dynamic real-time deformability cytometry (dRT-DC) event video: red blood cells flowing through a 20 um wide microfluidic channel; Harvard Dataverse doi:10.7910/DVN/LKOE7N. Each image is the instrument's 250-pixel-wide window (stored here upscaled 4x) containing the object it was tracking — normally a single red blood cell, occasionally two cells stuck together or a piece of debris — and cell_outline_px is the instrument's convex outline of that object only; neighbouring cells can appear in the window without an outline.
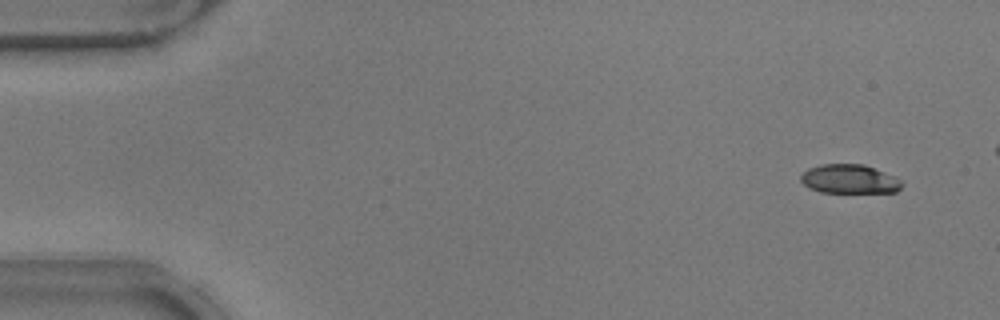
{"species": "common noctule bat (a hibernating species)", "species_latin": "Nyctalus noctula", "temperature_condition": "warm", "stored_images_in_passage": 47, "camera_frame_rate_fps": 3000, "um_per_image_px": 0.085, "animal": {"sex": "male", "body_mass_g": 17.9}, "frame": {"image": 1, "passage_image": 3, "time_ms": 0.667, "image_size_px": [1000, 320], "cell_outline_px": [[904, 184], [896, 192], [820, 192], [808, 188], [800, 180], [800, 176], [808, 168], [824, 164], [864, 164], [896, 176]], "centroid_in_image_um": [72.21, 15.22], "position_along_channel_um": 12.8, "area_um2": 17.17}}
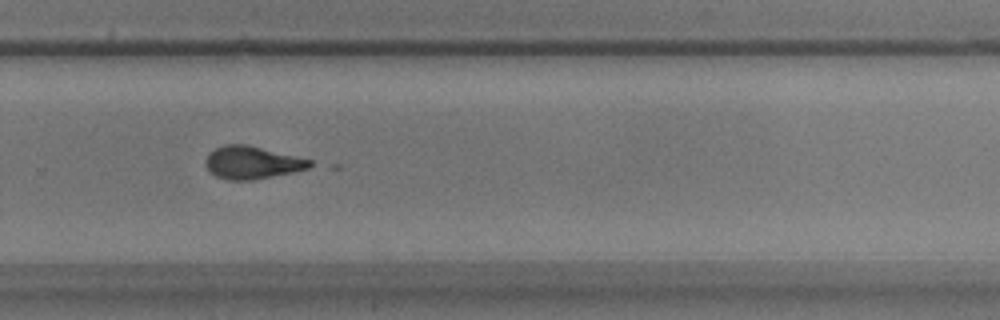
{"frame": {"image": 2, "passage_image": 35, "time_ms": 11.333, "image_size_px": [1000, 320], "cell_outline_px": [[316, 164], [308, 168], [292, 172], [252, 180], [228, 180], [216, 176], [204, 164], [204, 160], [208, 152], [224, 144], [244, 144], [312, 160]], "centroid_in_image_um": [21.4, 13.82], "position_along_channel_um": 308.4, "area_um2": 19.71}}
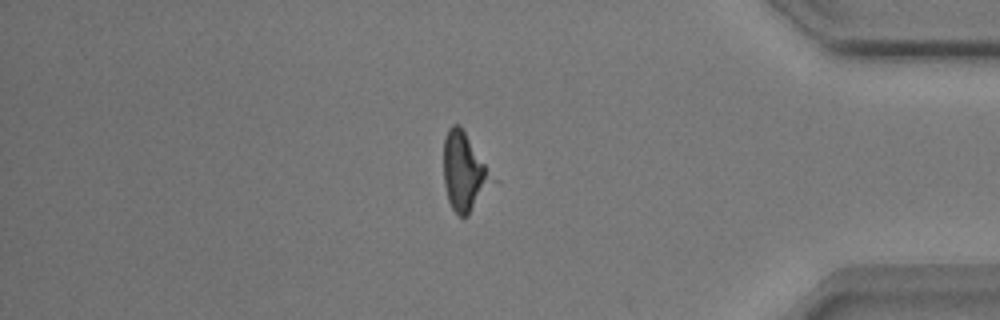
{"frame": {"image": 3, "passage_image": 44, "time_ms": 14.333, "image_size_px": [1000, 320], "cell_outline_px": [[488, 180], [468, 216], [460, 216], [452, 208], [448, 200], [444, 184], [444, 136], [448, 128], [452, 124], [460, 124], [484, 164], [488, 176]], "centroid_in_image_um": [39.3, 14.54], "position_along_channel_um": 395.9, "area_um2": 20.29}}